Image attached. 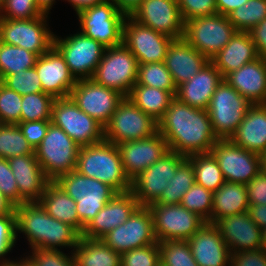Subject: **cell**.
<instances>
[{
  "mask_svg": "<svg viewBox=\"0 0 266 266\" xmlns=\"http://www.w3.org/2000/svg\"><path fill=\"white\" fill-rule=\"evenodd\" d=\"M249 34L255 44L258 57L266 59V18L253 27Z\"/></svg>",
  "mask_w": 266,
  "mask_h": 266,
  "instance_id": "6f0895ef",
  "label": "cell"
},
{
  "mask_svg": "<svg viewBox=\"0 0 266 266\" xmlns=\"http://www.w3.org/2000/svg\"><path fill=\"white\" fill-rule=\"evenodd\" d=\"M0 191L14 207L19 205L17 183L10 169L8 159L5 158H0Z\"/></svg>",
  "mask_w": 266,
  "mask_h": 266,
  "instance_id": "f5cc1de1",
  "label": "cell"
},
{
  "mask_svg": "<svg viewBox=\"0 0 266 266\" xmlns=\"http://www.w3.org/2000/svg\"><path fill=\"white\" fill-rule=\"evenodd\" d=\"M252 104L224 79L217 86L207 108L214 134L229 139Z\"/></svg>",
  "mask_w": 266,
  "mask_h": 266,
  "instance_id": "30bf717a",
  "label": "cell"
},
{
  "mask_svg": "<svg viewBox=\"0 0 266 266\" xmlns=\"http://www.w3.org/2000/svg\"><path fill=\"white\" fill-rule=\"evenodd\" d=\"M6 0H0V8L4 5Z\"/></svg>",
  "mask_w": 266,
  "mask_h": 266,
  "instance_id": "89a4df30",
  "label": "cell"
},
{
  "mask_svg": "<svg viewBox=\"0 0 266 266\" xmlns=\"http://www.w3.org/2000/svg\"><path fill=\"white\" fill-rule=\"evenodd\" d=\"M263 247L266 249V227L262 229Z\"/></svg>",
  "mask_w": 266,
  "mask_h": 266,
  "instance_id": "a7ac6f4b",
  "label": "cell"
},
{
  "mask_svg": "<svg viewBox=\"0 0 266 266\" xmlns=\"http://www.w3.org/2000/svg\"><path fill=\"white\" fill-rule=\"evenodd\" d=\"M18 233H23L31 249L74 248L81 234L71 225L51 217L39 202L14 207Z\"/></svg>",
  "mask_w": 266,
  "mask_h": 266,
  "instance_id": "7a4b0ae2",
  "label": "cell"
},
{
  "mask_svg": "<svg viewBox=\"0 0 266 266\" xmlns=\"http://www.w3.org/2000/svg\"><path fill=\"white\" fill-rule=\"evenodd\" d=\"M248 0H215L219 14L227 16L230 12L244 5Z\"/></svg>",
  "mask_w": 266,
  "mask_h": 266,
  "instance_id": "91938a15",
  "label": "cell"
},
{
  "mask_svg": "<svg viewBox=\"0 0 266 266\" xmlns=\"http://www.w3.org/2000/svg\"><path fill=\"white\" fill-rule=\"evenodd\" d=\"M14 210V206L3 196L0 191V216L8 215Z\"/></svg>",
  "mask_w": 266,
  "mask_h": 266,
  "instance_id": "be15d7a7",
  "label": "cell"
},
{
  "mask_svg": "<svg viewBox=\"0 0 266 266\" xmlns=\"http://www.w3.org/2000/svg\"><path fill=\"white\" fill-rule=\"evenodd\" d=\"M180 205L196 213L205 222L211 223L213 192L203 186L194 184L184 195Z\"/></svg>",
  "mask_w": 266,
  "mask_h": 266,
  "instance_id": "ee69618b",
  "label": "cell"
},
{
  "mask_svg": "<svg viewBox=\"0 0 266 266\" xmlns=\"http://www.w3.org/2000/svg\"><path fill=\"white\" fill-rule=\"evenodd\" d=\"M75 170L109 185L117 193L131 190V180L125 173L119 148L106 140L80 147Z\"/></svg>",
  "mask_w": 266,
  "mask_h": 266,
  "instance_id": "3957f363",
  "label": "cell"
},
{
  "mask_svg": "<svg viewBox=\"0 0 266 266\" xmlns=\"http://www.w3.org/2000/svg\"><path fill=\"white\" fill-rule=\"evenodd\" d=\"M157 132L158 122L138 108L128 97H124L104 126V140L118 145L146 139Z\"/></svg>",
  "mask_w": 266,
  "mask_h": 266,
  "instance_id": "9c48e42d",
  "label": "cell"
},
{
  "mask_svg": "<svg viewBox=\"0 0 266 266\" xmlns=\"http://www.w3.org/2000/svg\"><path fill=\"white\" fill-rule=\"evenodd\" d=\"M174 39L144 26L127 15L123 24L122 43L136 57L138 64L164 62Z\"/></svg>",
  "mask_w": 266,
  "mask_h": 266,
  "instance_id": "ac0fdd59",
  "label": "cell"
},
{
  "mask_svg": "<svg viewBox=\"0 0 266 266\" xmlns=\"http://www.w3.org/2000/svg\"><path fill=\"white\" fill-rule=\"evenodd\" d=\"M51 123L60 127L80 147L104 140V127L83 112L70 97L55 98Z\"/></svg>",
  "mask_w": 266,
  "mask_h": 266,
  "instance_id": "8fae6325",
  "label": "cell"
},
{
  "mask_svg": "<svg viewBox=\"0 0 266 266\" xmlns=\"http://www.w3.org/2000/svg\"><path fill=\"white\" fill-rule=\"evenodd\" d=\"M73 254L76 266H121V254L101 239L80 237Z\"/></svg>",
  "mask_w": 266,
  "mask_h": 266,
  "instance_id": "836d02e7",
  "label": "cell"
},
{
  "mask_svg": "<svg viewBox=\"0 0 266 266\" xmlns=\"http://www.w3.org/2000/svg\"><path fill=\"white\" fill-rule=\"evenodd\" d=\"M247 212L260 229L266 227V205H249Z\"/></svg>",
  "mask_w": 266,
  "mask_h": 266,
  "instance_id": "680465c9",
  "label": "cell"
},
{
  "mask_svg": "<svg viewBox=\"0 0 266 266\" xmlns=\"http://www.w3.org/2000/svg\"><path fill=\"white\" fill-rule=\"evenodd\" d=\"M54 47L64 57L76 80L91 79L106 47L80 31L66 38L54 36Z\"/></svg>",
  "mask_w": 266,
  "mask_h": 266,
  "instance_id": "4fadbf2b",
  "label": "cell"
},
{
  "mask_svg": "<svg viewBox=\"0 0 266 266\" xmlns=\"http://www.w3.org/2000/svg\"><path fill=\"white\" fill-rule=\"evenodd\" d=\"M222 80L219 70L209 61L196 75L177 87L175 98L191 107L207 110Z\"/></svg>",
  "mask_w": 266,
  "mask_h": 266,
  "instance_id": "4316f807",
  "label": "cell"
},
{
  "mask_svg": "<svg viewBox=\"0 0 266 266\" xmlns=\"http://www.w3.org/2000/svg\"><path fill=\"white\" fill-rule=\"evenodd\" d=\"M130 16L174 40L184 37L185 23L177 0H143Z\"/></svg>",
  "mask_w": 266,
  "mask_h": 266,
  "instance_id": "ffe728a7",
  "label": "cell"
},
{
  "mask_svg": "<svg viewBox=\"0 0 266 266\" xmlns=\"http://www.w3.org/2000/svg\"><path fill=\"white\" fill-rule=\"evenodd\" d=\"M176 92L146 85H134L128 98L156 122H159L175 98Z\"/></svg>",
  "mask_w": 266,
  "mask_h": 266,
  "instance_id": "e575fe53",
  "label": "cell"
},
{
  "mask_svg": "<svg viewBox=\"0 0 266 266\" xmlns=\"http://www.w3.org/2000/svg\"><path fill=\"white\" fill-rule=\"evenodd\" d=\"M138 207V201L131 191L117 193L84 227L81 237L101 239L125 223Z\"/></svg>",
  "mask_w": 266,
  "mask_h": 266,
  "instance_id": "603a6c76",
  "label": "cell"
},
{
  "mask_svg": "<svg viewBox=\"0 0 266 266\" xmlns=\"http://www.w3.org/2000/svg\"><path fill=\"white\" fill-rule=\"evenodd\" d=\"M209 61L204 54L182 38L171 42L164 63L171 73L175 86L178 87L196 75Z\"/></svg>",
  "mask_w": 266,
  "mask_h": 266,
  "instance_id": "f1b7e54d",
  "label": "cell"
},
{
  "mask_svg": "<svg viewBox=\"0 0 266 266\" xmlns=\"http://www.w3.org/2000/svg\"><path fill=\"white\" fill-rule=\"evenodd\" d=\"M38 57L24 48L0 42V79L34 67Z\"/></svg>",
  "mask_w": 266,
  "mask_h": 266,
  "instance_id": "74e56055",
  "label": "cell"
},
{
  "mask_svg": "<svg viewBox=\"0 0 266 266\" xmlns=\"http://www.w3.org/2000/svg\"><path fill=\"white\" fill-rule=\"evenodd\" d=\"M66 1H68L72 5L75 12L77 13L78 11H81L86 7L94 6L106 0H66Z\"/></svg>",
  "mask_w": 266,
  "mask_h": 266,
  "instance_id": "6125c7cd",
  "label": "cell"
},
{
  "mask_svg": "<svg viewBox=\"0 0 266 266\" xmlns=\"http://www.w3.org/2000/svg\"><path fill=\"white\" fill-rule=\"evenodd\" d=\"M121 266H159L158 242L121 253Z\"/></svg>",
  "mask_w": 266,
  "mask_h": 266,
  "instance_id": "c3c4849f",
  "label": "cell"
},
{
  "mask_svg": "<svg viewBox=\"0 0 266 266\" xmlns=\"http://www.w3.org/2000/svg\"><path fill=\"white\" fill-rule=\"evenodd\" d=\"M32 255L25 257L33 266H76L73 252L66 255L60 249H31Z\"/></svg>",
  "mask_w": 266,
  "mask_h": 266,
  "instance_id": "f907efd6",
  "label": "cell"
},
{
  "mask_svg": "<svg viewBox=\"0 0 266 266\" xmlns=\"http://www.w3.org/2000/svg\"><path fill=\"white\" fill-rule=\"evenodd\" d=\"M34 68L41 81L43 92L54 98L69 97L77 83L68 69L64 57L54 46L38 57Z\"/></svg>",
  "mask_w": 266,
  "mask_h": 266,
  "instance_id": "7402d4cb",
  "label": "cell"
},
{
  "mask_svg": "<svg viewBox=\"0 0 266 266\" xmlns=\"http://www.w3.org/2000/svg\"><path fill=\"white\" fill-rule=\"evenodd\" d=\"M22 95L0 83V124L21 122Z\"/></svg>",
  "mask_w": 266,
  "mask_h": 266,
  "instance_id": "bcb514c9",
  "label": "cell"
},
{
  "mask_svg": "<svg viewBox=\"0 0 266 266\" xmlns=\"http://www.w3.org/2000/svg\"><path fill=\"white\" fill-rule=\"evenodd\" d=\"M1 83L20 95L43 92L41 81L34 67L5 76Z\"/></svg>",
  "mask_w": 266,
  "mask_h": 266,
  "instance_id": "f6af8a7d",
  "label": "cell"
},
{
  "mask_svg": "<svg viewBox=\"0 0 266 266\" xmlns=\"http://www.w3.org/2000/svg\"><path fill=\"white\" fill-rule=\"evenodd\" d=\"M55 98L45 92L22 95L21 122L51 120Z\"/></svg>",
  "mask_w": 266,
  "mask_h": 266,
  "instance_id": "7bdbcfd3",
  "label": "cell"
},
{
  "mask_svg": "<svg viewBox=\"0 0 266 266\" xmlns=\"http://www.w3.org/2000/svg\"><path fill=\"white\" fill-rule=\"evenodd\" d=\"M162 266H199L186 240L158 241Z\"/></svg>",
  "mask_w": 266,
  "mask_h": 266,
  "instance_id": "60d3db41",
  "label": "cell"
},
{
  "mask_svg": "<svg viewBox=\"0 0 266 266\" xmlns=\"http://www.w3.org/2000/svg\"><path fill=\"white\" fill-rule=\"evenodd\" d=\"M120 11L126 15H131L132 12L141 4L143 0H111Z\"/></svg>",
  "mask_w": 266,
  "mask_h": 266,
  "instance_id": "94428289",
  "label": "cell"
},
{
  "mask_svg": "<svg viewBox=\"0 0 266 266\" xmlns=\"http://www.w3.org/2000/svg\"><path fill=\"white\" fill-rule=\"evenodd\" d=\"M186 158V156L169 151L131 180L130 191L139 206L148 207L160 198L169 180L174 177L178 166Z\"/></svg>",
  "mask_w": 266,
  "mask_h": 266,
  "instance_id": "9a60e30c",
  "label": "cell"
},
{
  "mask_svg": "<svg viewBox=\"0 0 266 266\" xmlns=\"http://www.w3.org/2000/svg\"><path fill=\"white\" fill-rule=\"evenodd\" d=\"M69 97L86 114L94 118L103 127L124 96L118 91L96 83L93 79L77 80Z\"/></svg>",
  "mask_w": 266,
  "mask_h": 266,
  "instance_id": "d6986e66",
  "label": "cell"
},
{
  "mask_svg": "<svg viewBox=\"0 0 266 266\" xmlns=\"http://www.w3.org/2000/svg\"><path fill=\"white\" fill-rule=\"evenodd\" d=\"M223 79L251 104H266V59L258 57Z\"/></svg>",
  "mask_w": 266,
  "mask_h": 266,
  "instance_id": "83f0119b",
  "label": "cell"
},
{
  "mask_svg": "<svg viewBox=\"0 0 266 266\" xmlns=\"http://www.w3.org/2000/svg\"><path fill=\"white\" fill-rule=\"evenodd\" d=\"M137 73V59L122 43L105 49L91 79L128 97L137 82Z\"/></svg>",
  "mask_w": 266,
  "mask_h": 266,
  "instance_id": "8992f818",
  "label": "cell"
},
{
  "mask_svg": "<svg viewBox=\"0 0 266 266\" xmlns=\"http://www.w3.org/2000/svg\"><path fill=\"white\" fill-rule=\"evenodd\" d=\"M39 203L51 217L71 225L82 234L84 227L79 221L76 201L66 194L55 182H50L46 186Z\"/></svg>",
  "mask_w": 266,
  "mask_h": 266,
  "instance_id": "1f68e13d",
  "label": "cell"
},
{
  "mask_svg": "<svg viewBox=\"0 0 266 266\" xmlns=\"http://www.w3.org/2000/svg\"><path fill=\"white\" fill-rule=\"evenodd\" d=\"M230 266H266V249L233 252Z\"/></svg>",
  "mask_w": 266,
  "mask_h": 266,
  "instance_id": "9f6ffc18",
  "label": "cell"
},
{
  "mask_svg": "<svg viewBox=\"0 0 266 266\" xmlns=\"http://www.w3.org/2000/svg\"><path fill=\"white\" fill-rule=\"evenodd\" d=\"M8 163L19 190V205L39 202L51 181L43 172L35 154L11 157Z\"/></svg>",
  "mask_w": 266,
  "mask_h": 266,
  "instance_id": "d4e9b609",
  "label": "cell"
},
{
  "mask_svg": "<svg viewBox=\"0 0 266 266\" xmlns=\"http://www.w3.org/2000/svg\"><path fill=\"white\" fill-rule=\"evenodd\" d=\"M135 85H146L166 91H177L171 73L164 62L138 64L137 82Z\"/></svg>",
  "mask_w": 266,
  "mask_h": 266,
  "instance_id": "b9f144b4",
  "label": "cell"
},
{
  "mask_svg": "<svg viewBox=\"0 0 266 266\" xmlns=\"http://www.w3.org/2000/svg\"><path fill=\"white\" fill-rule=\"evenodd\" d=\"M158 132L167 141L169 151L186 157L210 153L218 140L207 110L191 107L177 98L158 122Z\"/></svg>",
  "mask_w": 266,
  "mask_h": 266,
  "instance_id": "6da1fadb",
  "label": "cell"
},
{
  "mask_svg": "<svg viewBox=\"0 0 266 266\" xmlns=\"http://www.w3.org/2000/svg\"><path fill=\"white\" fill-rule=\"evenodd\" d=\"M229 140L261 155L266 150V104H252Z\"/></svg>",
  "mask_w": 266,
  "mask_h": 266,
  "instance_id": "f546056e",
  "label": "cell"
},
{
  "mask_svg": "<svg viewBox=\"0 0 266 266\" xmlns=\"http://www.w3.org/2000/svg\"><path fill=\"white\" fill-rule=\"evenodd\" d=\"M79 149L80 146L60 127L50 123L34 153L46 177L54 182L76 169Z\"/></svg>",
  "mask_w": 266,
  "mask_h": 266,
  "instance_id": "5b68a950",
  "label": "cell"
},
{
  "mask_svg": "<svg viewBox=\"0 0 266 266\" xmlns=\"http://www.w3.org/2000/svg\"><path fill=\"white\" fill-rule=\"evenodd\" d=\"M188 242L199 266H230L231 251L214 224L205 222Z\"/></svg>",
  "mask_w": 266,
  "mask_h": 266,
  "instance_id": "484cf974",
  "label": "cell"
},
{
  "mask_svg": "<svg viewBox=\"0 0 266 266\" xmlns=\"http://www.w3.org/2000/svg\"><path fill=\"white\" fill-rule=\"evenodd\" d=\"M48 14L29 20L0 18V42L18 46L38 56L54 46L55 33L47 25Z\"/></svg>",
  "mask_w": 266,
  "mask_h": 266,
  "instance_id": "7c38bea8",
  "label": "cell"
},
{
  "mask_svg": "<svg viewBox=\"0 0 266 266\" xmlns=\"http://www.w3.org/2000/svg\"><path fill=\"white\" fill-rule=\"evenodd\" d=\"M227 17L237 31L249 32L266 18V0H248Z\"/></svg>",
  "mask_w": 266,
  "mask_h": 266,
  "instance_id": "ab89813d",
  "label": "cell"
},
{
  "mask_svg": "<svg viewBox=\"0 0 266 266\" xmlns=\"http://www.w3.org/2000/svg\"><path fill=\"white\" fill-rule=\"evenodd\" d=\"M51 120L26 121L17 125L28 143L35 149L45 137Z\"/></svg>",
  "mask_w": 266,
  "mask_h": 266,
  "instance_id": "db71d44e",
  "label": "cell"
},
{
  "mask_svg": "<svg viewBox=\"0 0 266 266\" xmlns=\"http://www.w3.org/2000/svg\"><path fill=\"white\" fill-rule=\"evenodd\" d=\"M54 182L76 201V210L83 227L117 194L109 185L76 170L58 177Z\"/></svg>",
  "mask_w": 266,
  "mask_h": 266,
  "instance_id": "277c9868",
  "label": "cell"
},
{
  "mask_svg": "<svg viewBox=\"0 0 266 266\" xmlns=\"http://www.w3.org/2000/svg\"><path fill=\"white\" fill-rule=\"evenodd\" d=\"M245 186L249 205H266V171L261 170Z\"/></svg>",
  "mask_w": 266,
  "mask_h": 266,
  "instance_id": "11a10c76",
  "label": "cell"
},
{
  "mask_svg": "<svg viewBox=\"0 0 266 266\" xmlns=\"http://www.w3.org/2000/svg\"><path fill=\"white\" fill-rule=\"evenodd\" d=\"M214 225L231 253L263 248L262 229L248 212L218 219Z\"/></svg>",
  "mask_w": 266,
  "mask_h": 266,
  "instance_id": "cb8c5ba5",
  "label": "cell"
},
{
  "mask_svg": "<svg viewBox=\"0 0 266 266\" xmlns=\"http://www.w3.org/2000/svg\"><path fill=\"white\" fill-rule=\"evenodd\" d=\"M210 153L217 160L225 181L246 185L261 170V155L235 145L229 139H218Z\"/></svg>",
  "mask_w": 266,
  "mask_h": 266,
  "instance_id": "2e32d148",
  "label": "cell"
},
{
  "mask_svg": "<svg viewBox=\"0 0 266 266\" xmlns=\"http://www.w3.org/2000/svg\"><path fill=\"white\" fill-rule=\"evenodd\" d=\"M17 239L16 213L13 210L8 215L0 216V266H11L14 263L5 256L13 249Z\"/></svg>",
  "mask_w": 266,
  "mask_h": 266,
  "instance_id": "7dc6e473",
  "label": "cell"
},
{
  "mask_svg": "<svg viewBox=\"0 0 266 266\" xmlns=\"http://www.w3.org/2000/svg\"><path fill=\"white\" fill-rule=\"evenodd\" d=\"M44 13L35 0H6L0 8V18L29 20L41 17Z\"/></svg>",
  "mask_w": 266,
  "mask_h": 266,
  "instance_id": "681fc988",
  "label": "cell"
},
{
  "mask_svg": "<svg viewBox=\"0 0 266 266\" xmlns=\"http://www.w3.org/2000/svg\"><path fill=\"white\" fill-rule=\"evenodd\" d=\"M262 170L266 171V150L261 154Z\"/></svg>",
  "mask_w": 266,
  "mask_h": 266,
  "instance_id": "003e7915",
  "label": "cell"
},
{
  "mask_svg": "<svg viewBox=\"0 0 266 266\" xmlns=\"http://www.w3.org/2000/svg\"><path fill=\"white\" fill-rule=\"evenodd\" d=\"M258 58L255 44L249 32L237 31L227 45L210 61L224 78L248 62Z\"/></svg>",
  "mask_w": 266,
  "mask_h": 266,
  "instance_id": "4dcf8cb0",
  "label": "cell"
},
{
  "mask_svg": "<svg viewBox=\"0 0 266 266\" xmlns=\"http://www.w3.org/2000/svg\"><path fill=\"white\" fill-rule=\"evenodd\" d=\"M11 266H33L26 258L15 261Z\"/></svg>",
  "mask_w": 266,
  "mask_h": 266,
  "instance_id": "03108f58",
  "label": "cell"
},
{
  "mask_svg": "<svg viewBox=\"0 0 266 266\" xmlns=\"http://www.w3.org/2000/svg\"><path fill=\"white\" fill-rule=\"evenodd\" d=\"M193 165L196 184L215 192L225 182L217 160L211 153L187 157Z\"/></svg>",
  "mask_w": 266,
  "mask_h": 266,
  "instance_id": "d590c367",
  "label": "cell"
},
{
  "mask_svg": "<svg viewBox=\"0 0 266 266\" xmlns=\"http://www.w3.org/2000/svg\"><path fill=\"white\" fill-rule=\"evenodd\" d=\"M39 9L44 13L49 15V11L55 4V0H35Z\"/></svg>",
  "mask_w": 266,
  "mask_h": 266,
  "instance_id": "e7e4bbea",
  "label": "cell"
},
{
  "mask_svg": "<svg viewBox=\"0 0 266 266\" xmlns=\"http://www.w3.org/2000/svg\"><path fill=\"white\" fill-rule=\"evenodd\" d=\"M249 200L244 184L225 181L213 192L211 223L218 219L247 212Z\"/></svg>",
  "mask_w": 266,
  "mask_h": 266,
  "instance_id": "d6a6232c",
  "label": "cell"
},
{
  "mask_svg": "<svg viewBox=\"0 0 266 266\" xmlns=\"http://www.w3.org/2000/svg\"><path fill=\"white\" fill-rule=\"evenodd\" d=\"M196 183L193 165L186 158L177 168L175 175L168 182L160 198L154 202L159 204H180L183 195Z\"/></svg>",
  "mask_w": 266,
  "mask_h": 266,
  "instance_id": "8d00e7d4",
  "label": "cell"
},
{
  "mask_svg": "<svg viewBox=\"0 0 266 266\" xmlns=\"http://www.w3.org/2000/svg\"><path fill=\"white\" fill-rule=\"evenodd\" d=\"M117 146L125 173L130 180L169 152L167 141L159 132L146 139L123 142Z\"/></svg>",
  "mask_w": 266,
  "mask_h": 266,
  "instance_id": "44dd1931",
  "label": "cell"
},
{
  "mask_svg": "<svg viewBox=\"0 0 266 266\" xmlns=\"http://www.w3.org/2000/svg\"><path fill=\"white\" fill-rule=\"evenodd\" d=\"M148 208L152 213L157 241H188L205 223L196 213L190 212L180 204L152 203Z\"/></svg>",
  "mask_w": 266,
  "mask_h": 266,
  "instance_id": "5bb4252c",
  "label": "cell"
},
{
  "mask_svg": "<svg viewBox=\"0 0 266 266\" xmlns=\"http://www.w3.org/2000/svg\"><path fill=\"white\" fill-rule=\"evenodd\" d=\"M236 32L227 16L216 13L186 21L183 39L211 60Z\"/></svg>",
  "mask_w": 266,
  "mask_h": 266,
  "instance_id": "ba28073f",
  "label": "cell"
},
{
  "mask_svg": "<svg viewBox=\"0 0 266 266\" xmlns=\"http://www.w3.org/2000/svg\"><path fill=\"white\" fill-rule=\"evenodd\" d=\"M184 23L190 19L218 13L215 0H177Z\"/></svg>",
  "mask_w": 266,
  "mask_h": 266,
  "instance_id": "816d5d0a",
  "label": "cell"
},
{
  "mask_svg": "<svg viewBox=\"0 0 266 266\" xmlns=\"http://www.w3.org/2000/svg\"><path fill=\"white\" fill-rule=\"evenodd\" d=\"M101 240L120 254L155 244L158 241L154 235L151 210L146 206H139L125 223L108 232Z\"/></svg>",
  "mask_w": 266,
  "mask_h": 266,
  "instance_id": "e0dca14e",
  "label": "cell"
},
{
  "mask_svg": "<svg viewBox=\"0 0 266 266\" xmlns=\"http://www.w3.org/2000/svg\"><path fill=\"white\" fill-rule=\"evenodd\" d=\"M35 154L17 124H0V158Z\"/></svg>",
  "mask_w": 266,
  "mask_h": 266,
  "instance_id": "f35d334b",
  "label": "cell"
},
{
  "mask_svg": "<svg viewBox=\"0 0 266 266\" xmlns=\"http://www.w3.org/2000/svg\"><path fill=\"white\" fill-rule=\"evenodd\" d=\"M76 14L81 33L95 39L106 48L122 44L123 24L127 15L111 0L86 7Z\"/></svg>",
  "mask_w": 266,
  "mask_h": 266,
  "instance_id": "52a82bcc",
  "label": "cell"
}]
</instances>
